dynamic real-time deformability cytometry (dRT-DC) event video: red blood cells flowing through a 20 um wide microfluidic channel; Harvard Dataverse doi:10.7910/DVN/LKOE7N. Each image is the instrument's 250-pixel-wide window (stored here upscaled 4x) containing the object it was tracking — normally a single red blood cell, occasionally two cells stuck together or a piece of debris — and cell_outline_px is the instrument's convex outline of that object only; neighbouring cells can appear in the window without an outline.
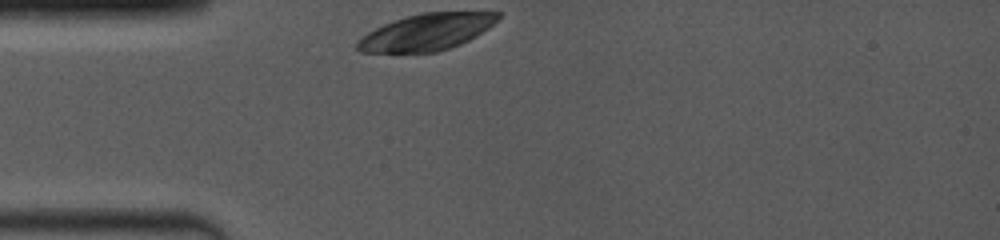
{"species": "common noctule bat (a hibernating species)", "species_latin": "Nyctalus noctula", "temperature_condition": "room temperature", "stored_images_in_passage": 9, "camera_frame_rate_fps": 4000, "um_per_image_px": 0.085, "animal": {"sex": "female", "body_mass_g": 19.0, "forearm_length_mm": 53.3}, "frame": {"image": 1, "passage_image": 1, "time_ms": 0.0, "image_size_px": [1000, 240], "cell_outline_px": [[500, 16], [488, 28], [476, 36], [460, 44], [436, 52], [360, 52], [356, 48], [356, 40], [368, 32], [384, 24], [408, 16], [424, 12], [500, 12]], "centroid_in_image_um": [36.24, 2.73], "position_along_channel_um": 48.8, "area_um2": 29.59}}